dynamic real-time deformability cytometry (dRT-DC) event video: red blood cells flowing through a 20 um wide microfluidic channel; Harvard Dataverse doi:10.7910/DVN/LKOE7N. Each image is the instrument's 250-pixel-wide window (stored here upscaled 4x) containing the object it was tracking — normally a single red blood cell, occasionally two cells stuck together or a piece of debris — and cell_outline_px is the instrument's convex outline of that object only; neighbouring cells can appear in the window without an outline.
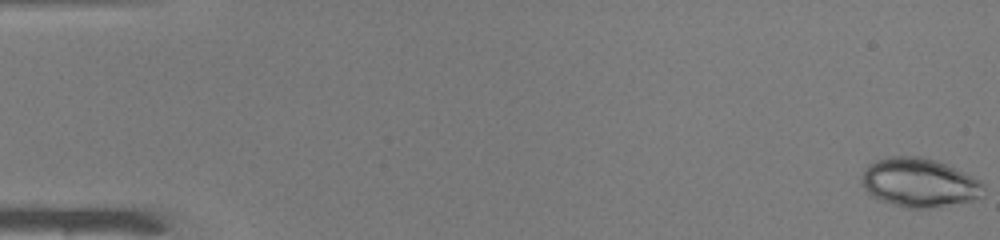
{"species": "common noctule bat (a hibernating species)", "species_latin": "Nyctalus noctula", "temperature_condition": "warm", "stored_images_in_passage": 49, "camera_frame_rate_fps": 3000, "um_per_image_px": 0.085, "animal": {"sex": "male", "body_mass_g": 19.0, "forearm_length_mm": 50.8}, "frame": {"image": 1, "passage_image": 1, "time_ms": 0.0, "image_size_px": [1000, 240], "cell_outline_px": [[984, 196], [972, 200], [928, 208], [908, 208], [872, 196], [860, 184], [860, 180], [868, 164], [876, 160], [888, 156], [920, 156], [936, 160], [972, 176], [980, 180], [984, 184]], "centroid_in_image_um": [78.14, 15.51], "position_along_channel_um": 6.9, "area_um2": 34.51}}
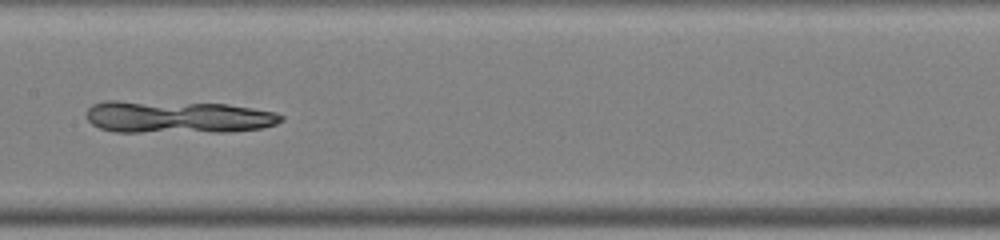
{"frame": {"image": 2, "passage_image": 26, "time_ms": 8.333, "image_size_px": [1000, 240], "cell_outline_px": [[284, 120], [276, 124], [260, 128], [224, 132], [116, 132], [100, 128], [92, 124], [88, 120], [88, 108], [92, 104], [104, 100], [120, 100], [228, 104], [276, 112], [284, 116]], "centroid_in_image_um": [15.09, 9.94], "position_along_channel_um": 192.3, "area_um2": 37.17}}
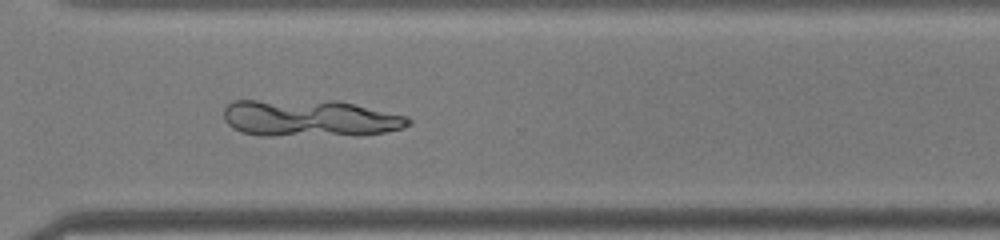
{"frame": {"image": 3, "passage_image": 37, "time_ms": 12.0, "image_size_px": [1000, 240], "cell_outline_px": [[412, 124], [404, 128], [384, 132], [360, 136], [260, 136], [240, 132], [232, 128], [224, 120], [224, 108], [232, 100], [340, 100], [408, 116], [412, 120]], "centroid_in_image_um": [26.37, 10.06], "position_along_channel_um": 344.2, "area_um2": 41.1}}